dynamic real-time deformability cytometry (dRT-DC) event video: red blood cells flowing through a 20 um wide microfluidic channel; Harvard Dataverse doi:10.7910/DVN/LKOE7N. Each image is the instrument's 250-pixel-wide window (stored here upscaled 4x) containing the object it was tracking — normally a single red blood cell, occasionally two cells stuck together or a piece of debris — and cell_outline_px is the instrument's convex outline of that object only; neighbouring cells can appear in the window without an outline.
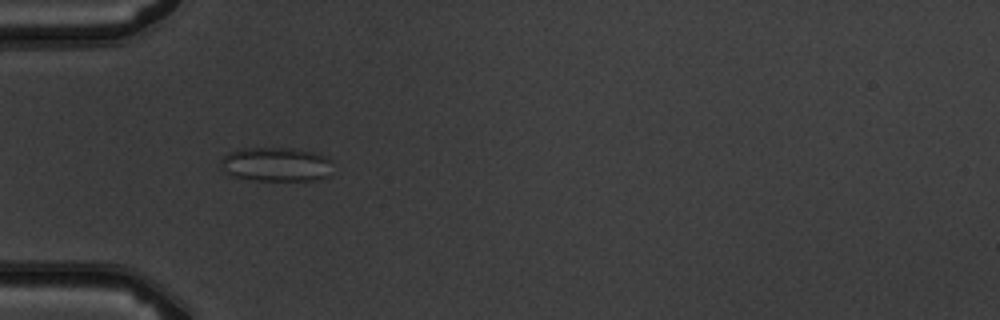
{"species": "common noctule bat (a hibernating species)", "species_latin": "Nyctalus noctula", "temperature_condition": "warm", "stored_images_in_passage": 5, "camera_frame_rate_fps": 3000, "um_per_image_px": 0.085, "animal": {"sex": "male", "body_mass_g": 19.5, "forearm_length_mm": 54.6}, "frame": {"image": 1, "passage_image": 4, "time_ms": 3.333, "image_size_px": [1000, 320], "cell_outline_px": [[332, 160], [328, 176], [312, 180], [252, 180], [232, 176], [220, 164], [220, 160], [228, 152], [240, 148], [292, 148], [312, 152], [328, 156]], "centroid_in_image_um": [23.47, 13.96], "position_along_channel_um": 61.5, "area_um2": 22.25}}
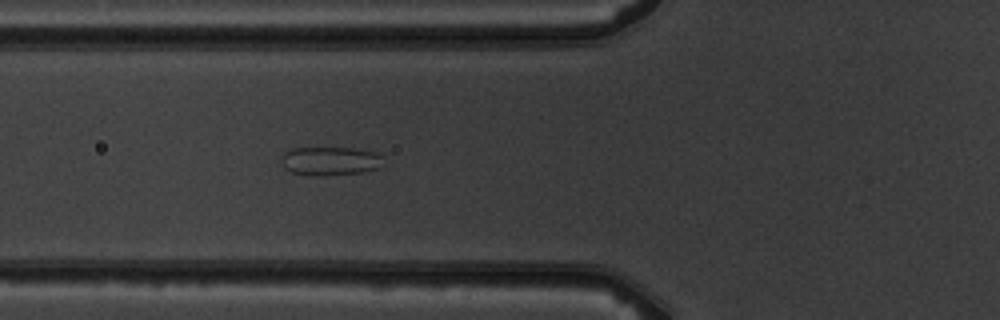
{"frame": {"image": 2, "passage_image": 5, "time_ms": 4.333, "image_size_px": [1000, 320], "cell_outline_px": [[380, 168], [364, 172], [292, 172], [284, 168], [280, 160], [284, 152], [292, 148], [352, 148], [376, 152], [380, 156]], "centroid_in_image_um": [28.05, 13.61], "position_along_channel_um": 97.7, "area_um2": 15.9}}